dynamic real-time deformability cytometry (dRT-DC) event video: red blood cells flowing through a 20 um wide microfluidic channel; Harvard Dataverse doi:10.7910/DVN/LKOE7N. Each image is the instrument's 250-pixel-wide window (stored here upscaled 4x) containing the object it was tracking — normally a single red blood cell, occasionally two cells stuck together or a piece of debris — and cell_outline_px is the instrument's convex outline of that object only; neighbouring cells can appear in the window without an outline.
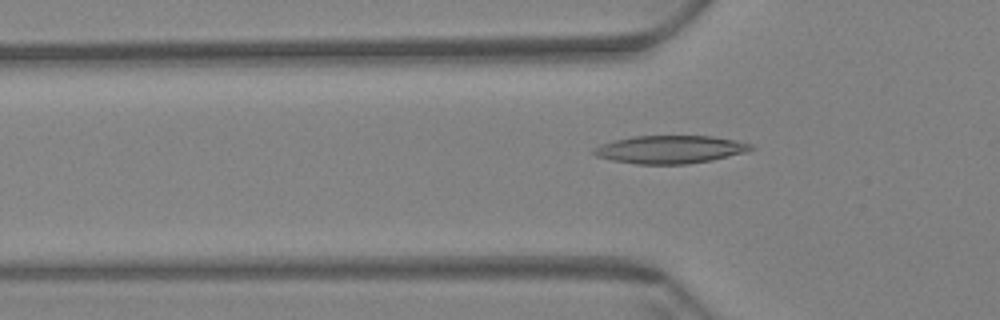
{"species": "Egyptian fruit bat (a non-hibernating species)", "species_latin": "Rousettus aegyptiacus", "temperature_condition": "warm", "stored_images_in_passage": 59, "camera_frame_rate_fps": 3000, "um_per_image_px": 0.085, "animal": {"sex": "female"}, "frame": {"image": 1, "passage_image": 19, "time_ms": 6.0, "image_size_px": [1000, 320], "cell_outline_px": [[756, 148], [744, 152], [712, 160], [688, 164], [636, 164], [612, 160], [596, 156], [592, 152], [592, 148], [600, 144], [612, 140], [632, 136], [712, 136], [736, 140], [752, 144]], "centroid_in_image_um": [56.92, 12.7], "position_along_channel_um": 68.9, "area_um2": 25.72}}
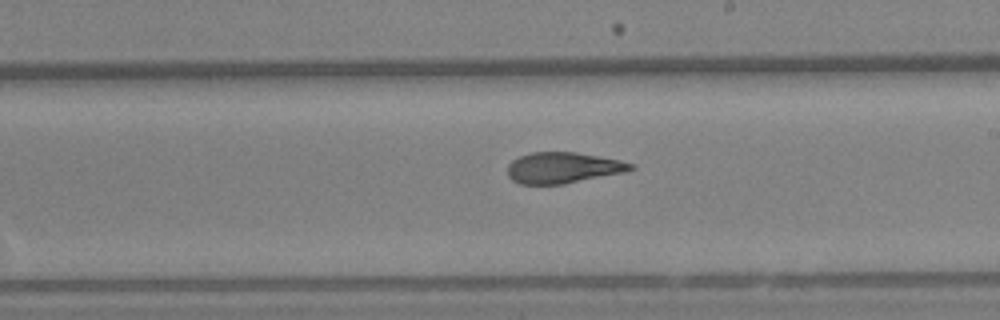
{"frame": {"image": 2, "passage_image": 34, "time_ms": 11.0, "image_size_px": [1000, 320], "cell_outline_px": [[636, 168], [624, 172], [564, 184], [520, 184], [512, 180], [508, 176], [508, 164], [512, 160], [520, 156], [532, 152], [576, 152], [620, 160], [636, 164]], "centroid_in_image_um": [47.86, 14.26], "position_along_channel_um": 241.1, "area_um2": 22.25}}
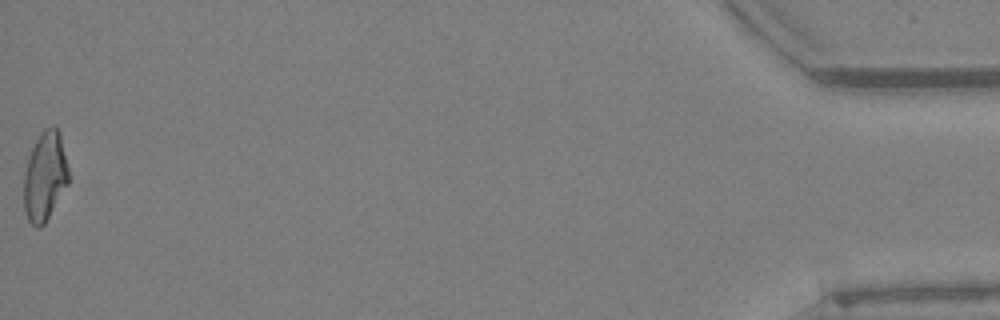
{"frame": {"image": 3, "passage_image": 59, "time_ms": 19.333, "image_size_px": [1000, 320], "cell_outline_px": [[68, 184], [44, 224], [40, 228], [36, 228], [28, 220], [24, 208], [24, 172], [32, 148], [40, 132], [44, 128], [52, 124], [60, 132], [68, 168]], "centroid_in_image_um": [3.82, 14.97], "position_along_channel_um": 431.4, "area_um2": 23.18}, "authors_computed_cell_mechanics": {"area_um2": 23.4668, "velocity_mm_per_s": 3.4618, "shape_relaxation_time_tau1_ms": null, "shape_relaxation_time_tau2_ms": 3.1015, "deformation_change_tau1": null, "deformation_change_tau2": 0.1023}}